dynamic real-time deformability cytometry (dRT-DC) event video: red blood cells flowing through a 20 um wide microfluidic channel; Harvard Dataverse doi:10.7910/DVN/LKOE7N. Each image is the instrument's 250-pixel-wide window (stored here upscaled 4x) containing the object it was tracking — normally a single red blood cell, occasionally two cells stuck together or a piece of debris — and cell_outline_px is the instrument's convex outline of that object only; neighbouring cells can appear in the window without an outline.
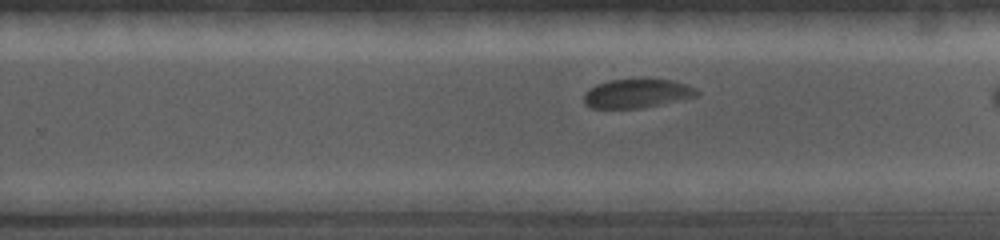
{"species": "common noctule bat (a hibernating species)", "species_latin": "Nyctalus noctula", "temperature_condition": "cold", "stored_images_in_passage": 16, "camera_frame_rate_fps": 5000, "um_per_image_px": 0.085, "animal": {"sex": "female", "body_mass_g": 19.0, "forearm_length_mm": 56.7}, "frame": {"image": 1, "passage_image": 12, "time_ms": 4.0, "image_size_px": [1000, 240], "cell_outline_px": [[700, 96], [640, 108], [592, 108], [584, 104], [584, 92], [588, 88], [596, 84], [608, 80], [640, 76], [672, 80], [688, 84], [696, 88], [700, 92]], "centroid_in_image_um": [54.16, 7.89], "position_along_channel_um": 275.6, "area_um2": 20.0}}